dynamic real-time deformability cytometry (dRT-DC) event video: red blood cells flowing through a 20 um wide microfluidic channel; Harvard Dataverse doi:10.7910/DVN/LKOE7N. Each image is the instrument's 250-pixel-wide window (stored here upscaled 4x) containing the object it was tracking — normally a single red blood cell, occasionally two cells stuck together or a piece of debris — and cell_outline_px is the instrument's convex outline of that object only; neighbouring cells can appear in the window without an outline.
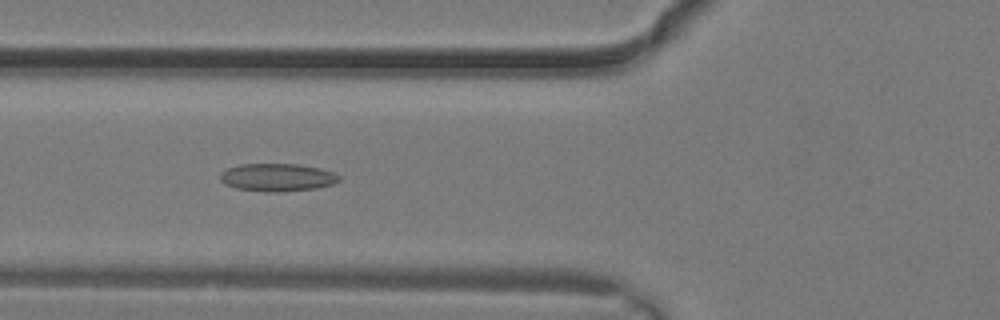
{"species": "common noctule bat (a hibernating species)", "species_latin": "Nyctalus noctula", "temperature_condition": "warm", "stored_images_in_passage": 7, "camera_frame_rate_fps": 3000, "um_per_image_px": 0.085, "animal": {"sex": "male", "body_mass_g": 19.2, "forearm_length_mm": 51.8}, "frame": {"image": 1, "passage_image": 2, "time_ms": 0.333, "image_size_px": [1000, 320], "cell_outline_px": [[340, 180], [332, 184], [316, 188], [280, 192], [272, 192], [236, 188], [224, 184], [220, 180], [220, 172], [228, 168], [240, 164], [296, 164], [320, 168], [332, 172], [340, 176]], "centroid_in_image_um": [23.55, 15.07], "position_along_channel_um": 102.2, "area_um2": 19.19}}
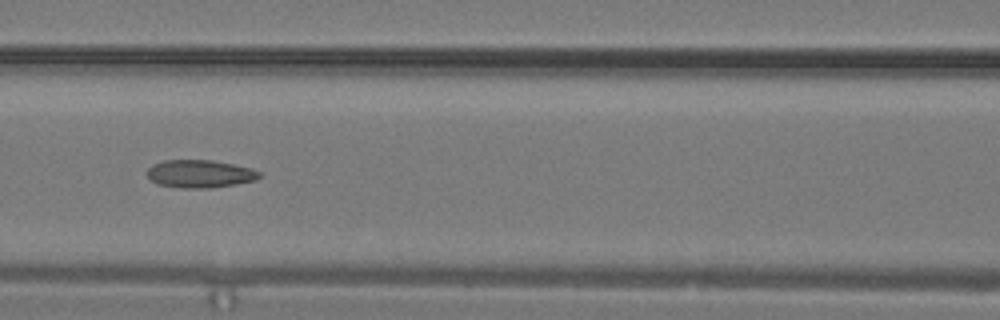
{"frame": {"image": 2, "passage_image": 4, "time_ms": 1.0, "image_size_px": [1000, 320], "cell_outline_px": [[260, 176], [256, 180], [236, 184], [208, 188], [184, 188], [156, 184], [144, 172], [152, 164], [164, 160], [212, 160], [252, 168], [260, 172]], "centroid_in_image_um": [16.96, 14.77], "position_along_channel_um": 149.6, "area_um2": 18.26}}
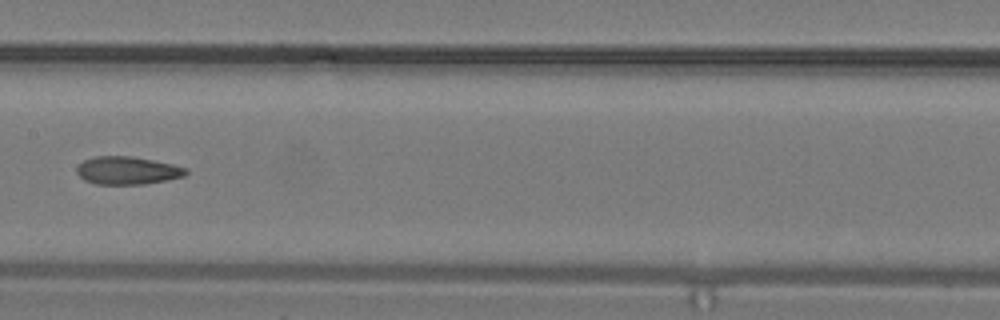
{"frame": {"image": 3, "passage_image": 6, "time_ms": 1.667, "image_size_px": [1000, 320], "cell_outline_px": [[188, 172], [184, 176], [144, 184], [96, 184], [84, 180], [76, 172], [76, 168], [84, 160], [96, 156], [132, 156], [172, 164], [188, 168]], "centroid_in_image_um": [10.82, 14.49], "position_along_channel_um": 196.6, "area_um2": 17.63}}